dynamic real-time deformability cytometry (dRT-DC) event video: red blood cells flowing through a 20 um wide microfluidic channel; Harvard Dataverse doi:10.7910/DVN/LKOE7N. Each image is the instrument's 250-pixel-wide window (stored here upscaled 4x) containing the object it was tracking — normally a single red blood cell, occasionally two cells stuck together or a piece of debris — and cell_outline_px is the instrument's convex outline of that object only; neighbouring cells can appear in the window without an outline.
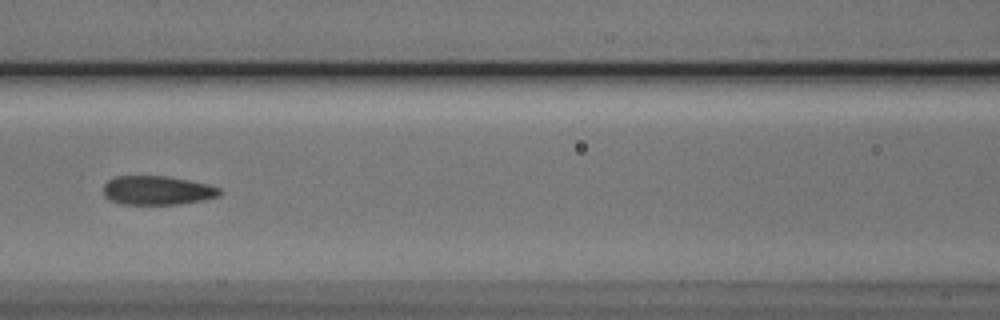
{"species": "Egyptian fruit bat (a non-hibernating species)", "species_latin": "Rousettus aegyptiacus", "temperature_condition": "cold", "stored_images_in_passage": 8, "camera_frame_rate_fps": 3000, "um_per_image_px": 0.085, "animal": {"sex": "male"}, "frame": {"image": 1, "passage_image": 7, "time_ms": 7.0, "image_size_px": [1000, 320], "cell_outline_px": [[220, 196], [204, 200], [180, 204], [120, 204], [108, 200], [104, 196], [104, 184], [108, 180], [116, 176], [168, 176], [208, 184], [220, 188]], "centroid_in_image_um": [13.36, 16.19], "position_along_channel_um": 153.2, "area_um2": 19.77}}
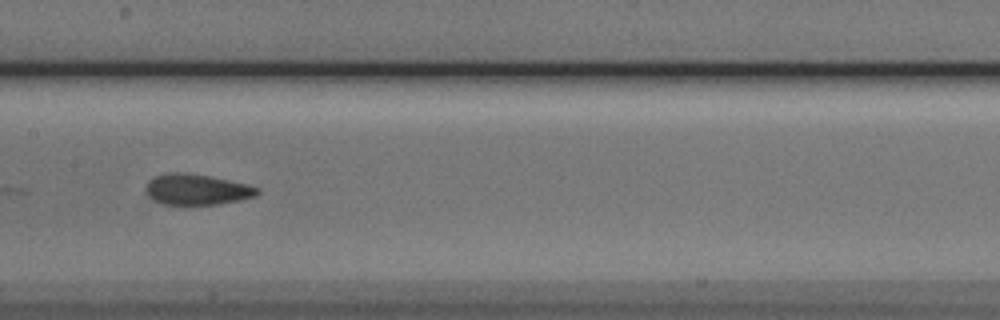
{"frame": {"image": 2, "passage_image": 8, "time_ms": 8.0, "image_size_px": [1000, 320], "cell_outline_px": [[260, 192], [256, 196], [240, 200], [220, 204], [160, 204], [152, 200], [148, 196], [144, 188], [148, 180], [156, 176], [172, 172], [184, 172], [208, 176], [248, 184], [260, 188]], "centroid_in_image_um": [16.71, 16.11], "position_along_channel_um": 190.7, "area_um2": 20.11}}